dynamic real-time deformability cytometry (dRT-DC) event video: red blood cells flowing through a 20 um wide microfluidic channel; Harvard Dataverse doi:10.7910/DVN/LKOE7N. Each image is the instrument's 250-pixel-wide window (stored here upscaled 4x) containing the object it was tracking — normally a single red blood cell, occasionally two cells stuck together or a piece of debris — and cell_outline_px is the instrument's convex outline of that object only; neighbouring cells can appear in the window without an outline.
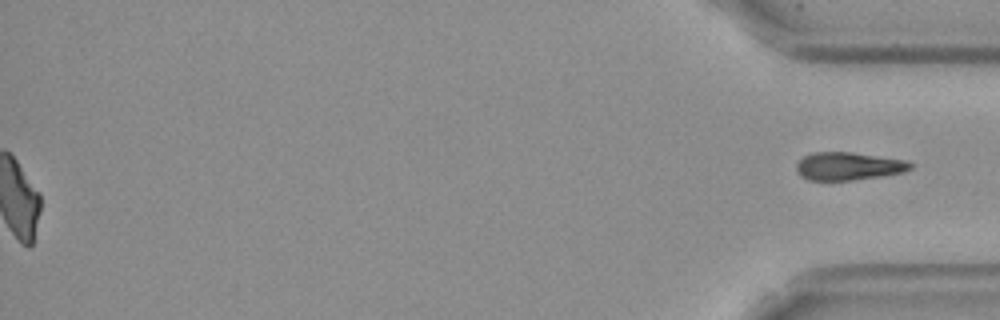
{"species": "Egyptian fruit bat (a non-hibernating species)", "species_latin": "Rousettus aegyptiacus", "temperature_condition": "cold", "stored_images_in_passage": 57, "segment_of_instrument_passage": [2, 2], "camera_frame_rate_fps": 3000, "um_per_image_px": 0.085, "frame": {"image": 1, "passage_image": 57, "time_ms": 18.667, "image_size_px": [1000, 320], "cell_outline_px": [[912, 168], [904, 172], [880, 176], [852, 180], [808, 180], [800, 176], [796, 172], [796, 164], [804, 156], [812, 152], [852, 152], [908, 160], [912, 164]], "centroid_in_image_um": [72.11, 14.12], "position_along_channel_um": 363.1, "area_um2": 18.67}}